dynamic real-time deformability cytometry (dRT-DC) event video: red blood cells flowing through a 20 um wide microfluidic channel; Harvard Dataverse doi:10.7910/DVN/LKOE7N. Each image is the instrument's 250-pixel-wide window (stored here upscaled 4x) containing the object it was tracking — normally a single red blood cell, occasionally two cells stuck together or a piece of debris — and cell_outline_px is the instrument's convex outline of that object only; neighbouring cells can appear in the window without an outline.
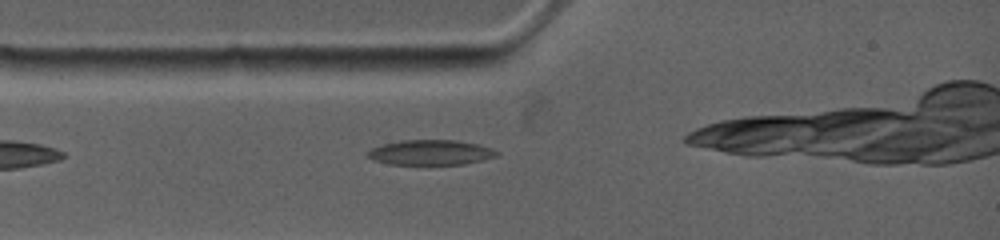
{"species": "common noctule bat (a hibernating species)", "species_latin": "Nyctalus noctula", "temperature_condition": "warm", "stored_images_in_passage": 3, "camera_frame_rate_fps": 4500, "um_per_image_px": 0.085, "animal": {"sex": "female", "body_mass_g": 19.0, "forearm_length_mm": 53.3}, "frame": {"image": 1, "passage_image": 3, "time_ms": 1.333, "image_size_px": [1000, 240], "cell_outline_px": [[500, 152], [496, 156], [464, 164], [388, 164], [372, 160], [368, 156], [368, 152], [372, 148], [384, 144], [404, 140], [456, 140], [480, 144], [492, 148]], "centroid_in_image_um": [36.63, 12.95], "position_along_channel_um": 48.4, "area_um2": 18.73}}